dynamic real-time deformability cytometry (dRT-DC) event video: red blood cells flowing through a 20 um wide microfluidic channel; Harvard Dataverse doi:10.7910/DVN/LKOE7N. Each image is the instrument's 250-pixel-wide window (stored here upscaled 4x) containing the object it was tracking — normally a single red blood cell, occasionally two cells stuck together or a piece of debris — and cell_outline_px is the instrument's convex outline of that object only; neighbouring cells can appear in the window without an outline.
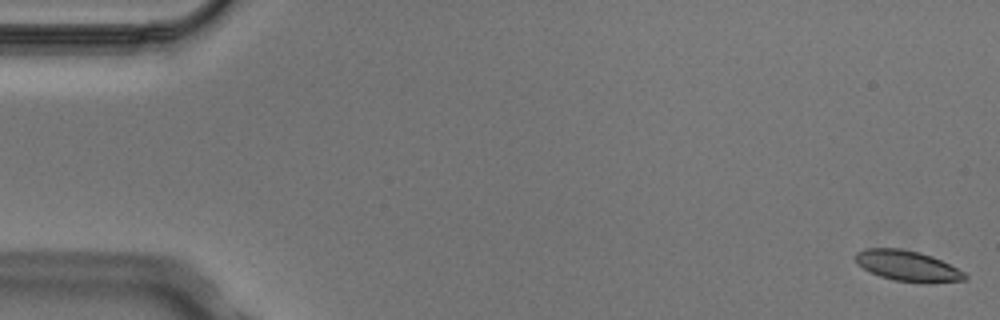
{"species": "Egyptian fruit bat (a non-hibernating species)", "species_latin": "Rousettus aegyptiacus", "temperature_condition": "cold", "stored_images_in_passage": 5, "camera_frame_rate_fps": 3000, "um_per_image_px": 0.085, "animal": {"sex": "male"}, "frame": {"image": 1, "passage_image": 1, "time_ms": 0.0, "image_size_px": [1000, 320], "cell_outline_px": [[968, 280], [928, 284], [892, 280], [880, 276], [856, 264], [852, 256], [856, 252], [864, 248], [900, 248], [920, 252], [932, 256], [964, 272], [968, 276]], "centroid_in_image_um": [77.13, 22.61], "position_along_channel_um": 7.9, "area_um2": 19.88}}